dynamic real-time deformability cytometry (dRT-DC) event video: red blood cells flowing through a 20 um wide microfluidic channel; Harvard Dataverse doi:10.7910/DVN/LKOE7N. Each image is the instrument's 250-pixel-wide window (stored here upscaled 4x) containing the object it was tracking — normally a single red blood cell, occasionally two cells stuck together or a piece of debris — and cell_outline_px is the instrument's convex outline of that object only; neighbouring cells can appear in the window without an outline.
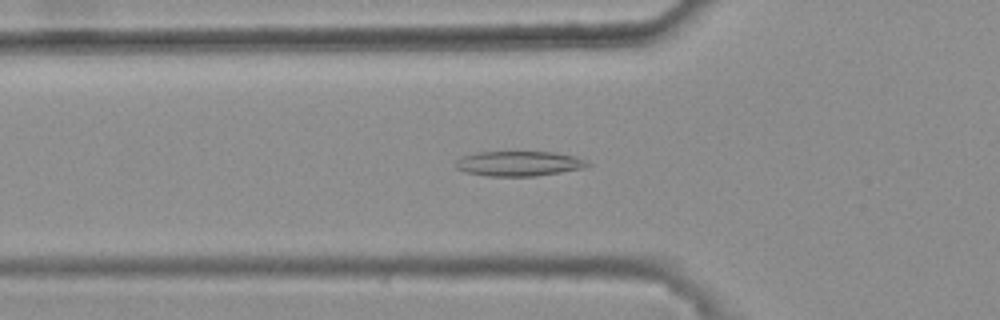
{"species": "common noctule bat (a hibernating species)", "species_latin": "Nyctalus noctula", "temperature_condition": "warm", "stored_images_in_passage": 33, "camera_frame_rate_fps": 3000, "um_per_image_px": 0.085, "animal": {"sex": "female", "body_mass_g": 25.1}, "frame": {"image": 1, "passage_image": 9, "time_ms": 2.667, "image_size_px": [1000, 320], "cell_outline_px": [[592, 164], [580, 168], [560, 172], [536, 176], [488, 176], [464, 172], [456, 168], [456, 160], [460, 156], [476, 152], [552, 152], [576, 156], [588, 160]], "centroid_in_image_um": [44.08, 13.9], "position_along_channel_um": 81.7, "area_um2": 19.25}}
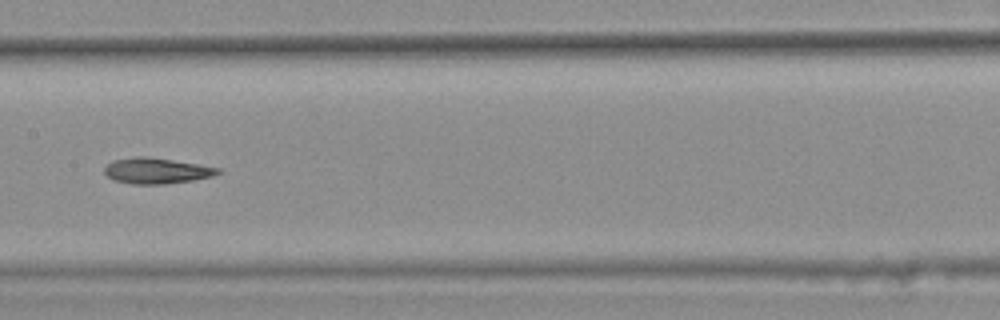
{"frame": {"image": 2, "passage_image": 18, "time_ms": 5.667, "image_size_px": [1000, 320], "cell_outline_px": [[224, 172], [212, 176], [192, 180], [164, 184], [132, 184], [112, 180], [104, 172], [104, 168], [112, 160], [136, 156], [144, 156], [172, 160], [220, 168]], "centroid_in_image_um": [13.29, 14.52], "position_along_channel_um": 194.1, "area_um2": 16.99}}
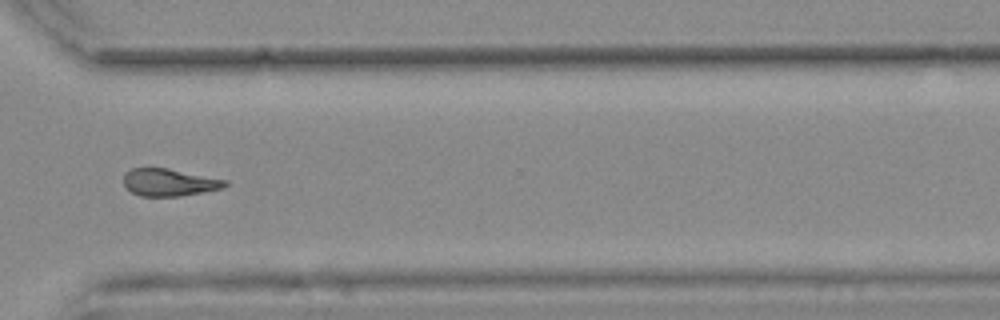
{"frame": {"image": 3, "passage_image": 31, "time_ms": 10.0, "image_size_px": [1000, 320], "cell_outline_px": [[228, 184], [224, 188], [204, 192], [180, 196], [140, 196], [132, 192], [124, 184], [124, 172], [132, 168], [168, 168], [228, 180]], "centroid_in_image_um": [14.41, 15.5], "position_along_channel_um": 356.2, "area_um2": 16.24}, "authors_computed_cell_mechanics": {"area_um2": 17.051, "velocity_mm_per_s": 3.7382, "shape_relaxation_time_tau1_ms": null, "shape_relaxation_time_tau2_ms": 4.7816, "deformation_change_tau1": null, "deformation_change_tau2": 0.1194}}